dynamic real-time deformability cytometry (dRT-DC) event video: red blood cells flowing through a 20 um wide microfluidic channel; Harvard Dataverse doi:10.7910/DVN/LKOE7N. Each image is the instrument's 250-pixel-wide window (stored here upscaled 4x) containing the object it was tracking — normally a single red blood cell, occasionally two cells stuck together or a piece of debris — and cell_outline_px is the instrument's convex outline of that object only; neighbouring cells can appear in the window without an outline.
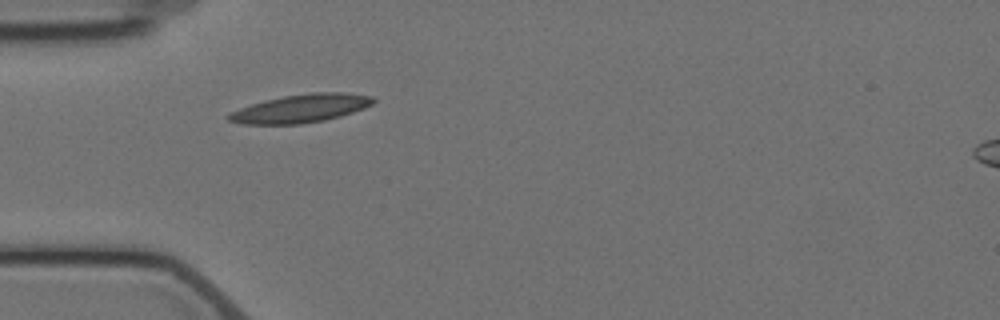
{"species": "Egyptian fruit bat (a non-hibernating species)", "species_latin": "Rousettus aegyptiacus", "temperature_condition": "cold", "stored_images_in_passage": 3, "camera_frame_rate_fps": 3000, "um_per_image_px": 0.085, "animal": {"sex": "female"}, "frame": {"image": 1, "passage_image": 3, "time_ms": 2.333, "image_size_px": [1000, 320], "cell_outline_px": [[376, 100], [372, 104], [364, 108], [340, 116], [324, 120], [300, 124], [244, 124], [228, 120], [224, 116], [240, 108], [252, 104], [284, 96], [312, 92], [344, 92], [372, 96]], "centroid_in_image_um": [25.59, 9.22], "position_along_channel_um": 59.4, "area_um2": 23.58}}